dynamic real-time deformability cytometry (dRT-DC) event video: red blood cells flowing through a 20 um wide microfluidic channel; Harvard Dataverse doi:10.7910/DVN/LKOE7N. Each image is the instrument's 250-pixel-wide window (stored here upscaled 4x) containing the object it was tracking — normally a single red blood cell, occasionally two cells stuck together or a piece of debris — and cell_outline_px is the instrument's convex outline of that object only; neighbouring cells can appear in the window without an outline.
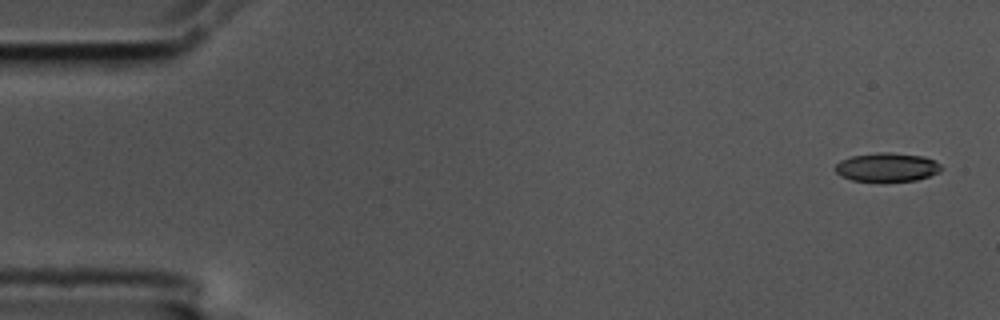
{"species": "common noctule bat (a hibernating species)", "species_latin": "Nyctalus noctula", "temperature_condition": "cold", "stored_images_in_passage": 5, "camera_frame_rate_fps": 3000, "um_per_image_px": 0.085, "animal": {"sex": "male", "body_mass_g": 17.5, "forearm_length_mm": 52.3}, "frame": {"image": 1, "passage_image": 1, "time_ms": 0.0, "image_size_px": [1000, 320], "cell_outline_px": [[944, 168], [940, 172], [916, 180], [852, 180], [840, 176], [836, 172], [836, 164], [840, 160], [852, 156], [880, 152], [888, 152], [924, 156], [936, 160]], "centroid_in_image_um": [75.43, 14.19], "position_along_channel_um": 9.6, "area_um2": 17.57}}
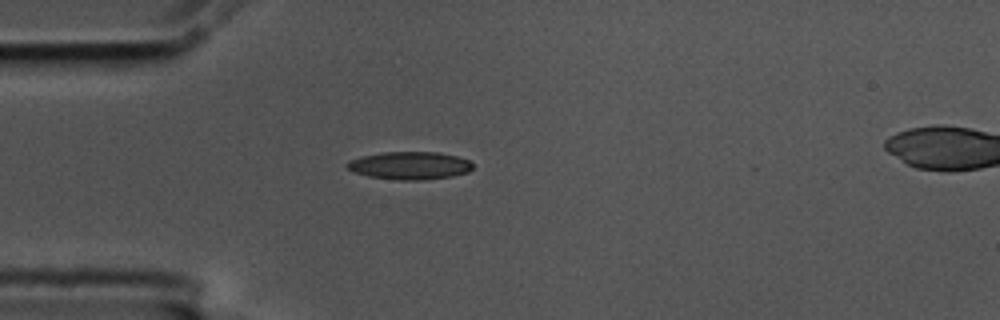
{"frame": {"image": 2, "passage_image": 4, "time_ms": 1.0, "image_size_px": [1000, 320], "cell_outline_px": [[472, 168], [468, 172], [452, 176], [420, 180], [396, 180], [368, 176], [356, 172], [348, 168], [344, 164], [348, 160], [360, 156], [384, 152], [440, 152], [456, 156], [468, 160], [472, 164]], "centroid_in_image_um": [34.8, 14.06], "position_along_channel_um": 50.2, "area_um2": 20.35}}